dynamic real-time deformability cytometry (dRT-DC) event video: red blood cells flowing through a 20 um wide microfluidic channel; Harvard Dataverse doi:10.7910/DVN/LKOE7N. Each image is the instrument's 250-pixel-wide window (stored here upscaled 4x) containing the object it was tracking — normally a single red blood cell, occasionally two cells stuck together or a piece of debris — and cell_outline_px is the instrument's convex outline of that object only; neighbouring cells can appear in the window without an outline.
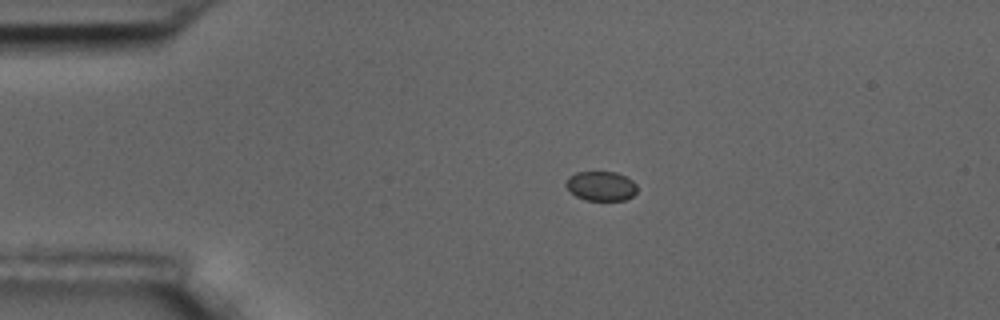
{"species": "common noctule bat (a hibernating species)", "species_latin": "Nyctalus noctula", "temperature_condition": "room temperature", "stored_images_in_passage": 45, "camera_frame_rate_fps": 3000, "um_per_image_px": 0.085, "animal": {"sex": "male", "body_mass_g": 17.5, "forearm_length_mm": 52.3}, "frame": {"image": 1, "passage_image": 1, "time_ms": 0.0, "image_size_px": [1000, 320], "cell_outline_px": [[636, 192], [632, 196], [624, 200], [584, 200], [576, 196], [564, 184], [564, 180], [568, 176], [576, 172], [616, 172], [632, 180], [636, 184]], "centroid_in_image_um": [51.05, 15.8], "position_along_channel_um": 33.9, "area_um2": 12.25}}
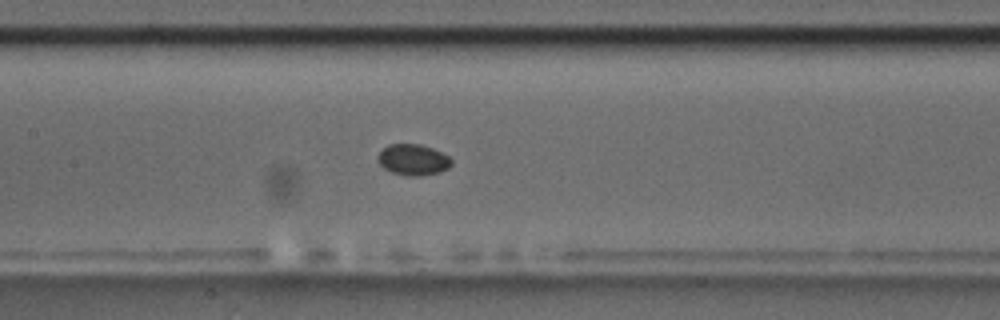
{"frame": {"image": 2, "passage_image": 16, "time_ms": 5.0, "image_size_px": [1000, 320], "cell_outline_px": [[452, 164], [448, 168], [440, 172], [420, 176], [408, 176], [392, 172], [384, 168], [376, 160], [376, 156], [388, 144], [420, 144], [432, 148], [448, 156], [452, 160]], "centroid_in_image_um": [35.1, 13.58], "position_along_channel_um": 172.3, "area_um2": 13.35}}
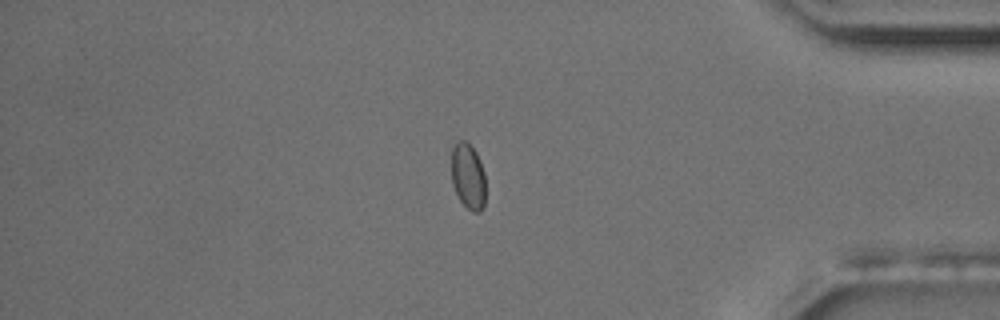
{"frame": {"image": 3, "passage_image": 37, "time_ms": 12.0, "image_size_px": [1000, 320], "cell_outline_px": [[484, 204], [480, 212], [472, 212], [460, 200], [452, 184], [452, 148], [460, 140], [464, 140], [476, 152], [484, 172]], "centroid_in_image_um": [39.78, 14.99], "position_along_channel_um": 395.4, "area_um2": 12.83}}